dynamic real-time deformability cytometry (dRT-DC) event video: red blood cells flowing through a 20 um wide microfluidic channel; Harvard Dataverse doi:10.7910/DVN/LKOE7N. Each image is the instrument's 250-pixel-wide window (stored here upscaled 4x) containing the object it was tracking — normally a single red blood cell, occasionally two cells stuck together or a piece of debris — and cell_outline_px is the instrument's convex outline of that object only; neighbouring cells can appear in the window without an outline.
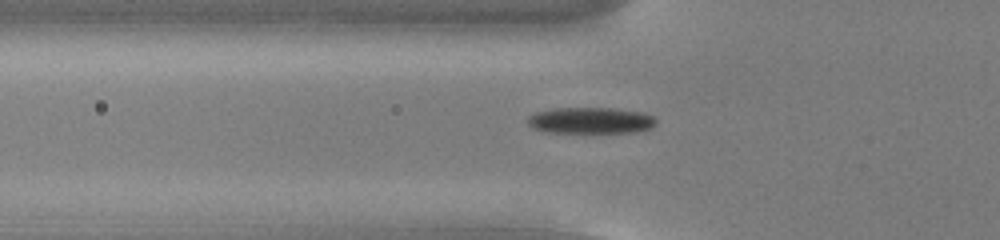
{"species": "common noctule bat (a hibernating species)", "species_latin": "Nyctalus noctula", "temperature_condition": "cold", "stored_images_in_passage": 43, "camera_frame_rate_fps": 3000, "um_per_image_px": 0.085, "animal": {"sex": "male", "body_mass_g": 13.0, "forearm_length_mm": 53.1}, "frame": {"image": 1, "passage_image": 7, "time_ms": 2.0, "image_size_px": [1000, 240], "cell_outline_px": [[656, 124], [652, 128], [636, 132], [548, 132], [532, 128], [528, 124], [528, 116], [536, 112], [552, 108], [612, 108], [644, 112], [652, 116], [656, 120]], "centroid_in_image_um": [50.22, 10.23], "position_along_channel_um": 75.6, "area_um2": 19.71}}
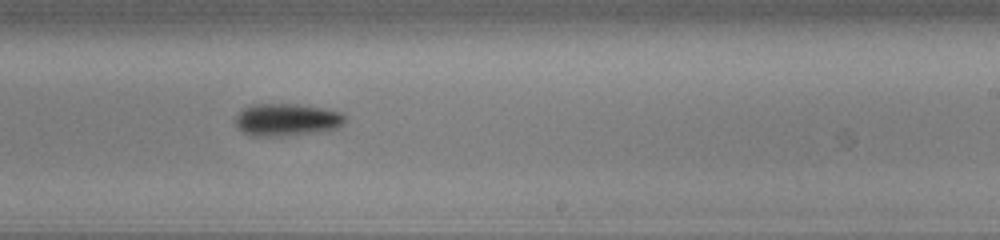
{"frame": {"image": 2, "passage_image": 22, "time_ms": 7.0, "image_size_px": [1000, 240], "cell_outline_px": [[344, 124], [336, 128], [320, 132], [280, 136], [252, 136], [236, 128], [236, 116], [244, 108], [252, 104], [300, 104], [324, 108], [340, 112], [344, 116]], "centroid_in_image_um": [24.37, 10.18], "position_along_channel_um": 264.6, "area_um2": 20.75}}
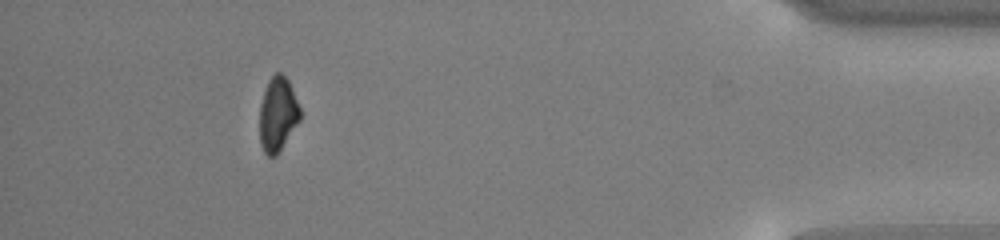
{"frame": {"image": 3, "passage_image": 38, "time_ms": 12.333, "image_size_px": [1000, 240], "cell_outline_px": [[300, 120], [276, 156], [268, 156], [264, 152], [260, 144], [260, 104], [268, 80], [276, 72], [280, 72], [288, 80], [300, 108]], "centroid_in_image_um": [23.6, 9.72], "position_along_channel_um": 411.6, "area_um2": 17.34}, "authors_computed_cell_mechanics": {"area_um2": 19.5364, "velocity_mm_per_s": 3.781, "shape_relaxation_time_tau1_ms": 1.9141, "shape_relaxation_time_tau2_ms": null, "deformation_change_tau1": 0.1145, "deformation_change_tau2": null}}